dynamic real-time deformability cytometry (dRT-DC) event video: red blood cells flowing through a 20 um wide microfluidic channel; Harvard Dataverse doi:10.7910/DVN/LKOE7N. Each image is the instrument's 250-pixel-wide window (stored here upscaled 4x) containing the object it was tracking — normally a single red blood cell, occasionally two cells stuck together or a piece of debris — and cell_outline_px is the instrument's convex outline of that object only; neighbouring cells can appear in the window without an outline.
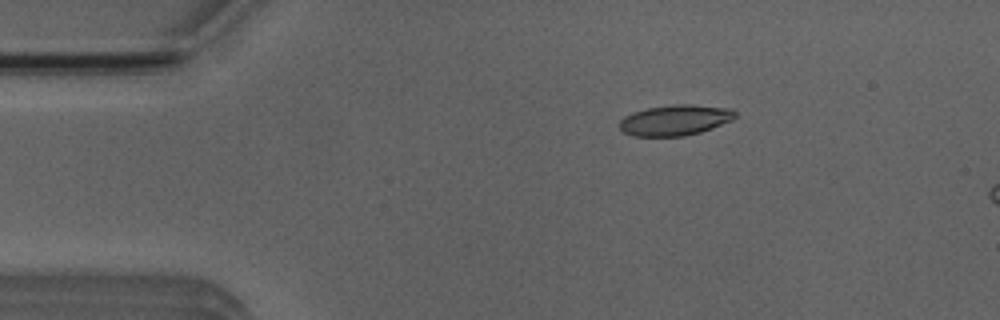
{"species": "Egyptian fruit bat (a non-hibernating species)", "species_latin": "Rousettus aegyptiacus", "temperature_condition": "room temperature", "stored_images_in_passage": 3, "camera_frame_rate_fps": 3000, "um_per_image_px": 0.085, "animal": {"sex": "male"}, "frame": {"image": 1, "passage_image": 1, "time_ms": 0.0, "image_size_px": [1000, 320], "cell_outline_px": [[736, 116], [732, 120], [712, 128], [700, 132], [684, 136], [632, 136], [624, 132], [616, 124], [624, 116], [632, 112], [648, 108], [672, 104], [692, 104], [732, 108], [736, 112]], "centroid_in_image_um": [57.37, 10.2], "position_along_channel_um": 27.6, "area_um2": 20.87}}